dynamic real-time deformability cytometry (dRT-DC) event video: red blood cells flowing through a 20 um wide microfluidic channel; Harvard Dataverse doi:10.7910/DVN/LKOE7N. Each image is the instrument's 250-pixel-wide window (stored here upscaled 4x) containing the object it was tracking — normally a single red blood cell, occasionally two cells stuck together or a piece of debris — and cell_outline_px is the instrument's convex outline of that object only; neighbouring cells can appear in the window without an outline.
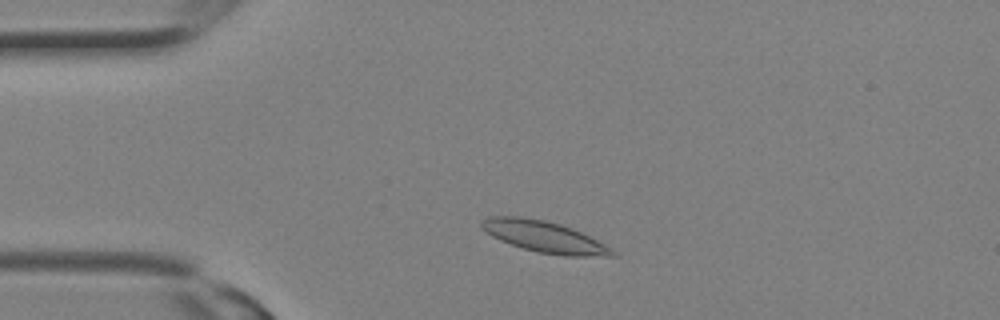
{"species": "Egyptian fruit bat (a non-hibernating species)", "species_latin": "Rousettus aegyptiacus", "temperature_condition": "room temperature", "stored_images_in_passage": 5, "camera_frame_rate_fps": 3000, "um_per_image_px": 0.085, "animal": {"sex": "female"}, "frame": {"image": 1, "passage_image": 3, "time_ms": 0.667, "image_size_px": [1000, 320], "cell_outline_px": [[616, 256], [564, 256], [540, 252], [524, 248], [500, 240], [492, 236], [480, 228], [480, 220], [488, 216], [520, 216], [544, 220], [560, 224], [572, 228], [612, 248], [616, 252]], "centroid_in_image_um": [46.23, 20.11], "position_along_channel_um": 38.8, "area_um2": 23.7}}